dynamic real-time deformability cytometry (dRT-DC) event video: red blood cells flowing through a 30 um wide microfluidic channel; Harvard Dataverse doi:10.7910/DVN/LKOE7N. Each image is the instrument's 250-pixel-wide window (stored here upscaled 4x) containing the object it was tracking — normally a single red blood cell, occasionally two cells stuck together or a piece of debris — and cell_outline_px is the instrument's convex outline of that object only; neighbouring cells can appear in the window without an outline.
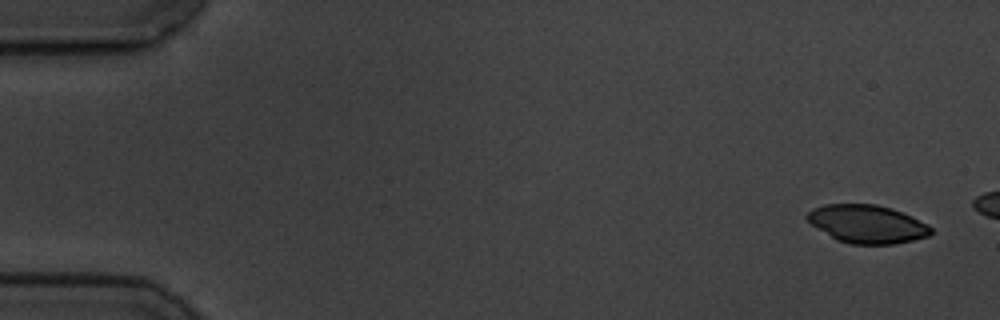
{"species": "common noctule bat (a hibernating species)", "species_latin": "Nyctalus noctula", "temperature_condition": "cold", "stored_images_in_passage": 5, "camera_frame_rate_fps": 3000, "um_per_image_px": 0.085, "animal": {"sex": "male", "body_mass_g": 19.5, "forearm_length_mm": 54.6}, "frame": {"image": 1, "passage_image": 1, "time_ms": 0.0, "image_size_px": [1000, 320], "cell_outline_px": [[932, 232], [928, 236], [896, 244], [848, 244], [836, 240], [812, 224], [804, 216], [808, 212], [824, 204], [876, 204], [892, 208], [912, 216], [928, 224], [932, 228]], "centroid_in_image_um": [73.73, 19.04], "position_along_channel_um": 11.3, "area_um2": 27.51}}